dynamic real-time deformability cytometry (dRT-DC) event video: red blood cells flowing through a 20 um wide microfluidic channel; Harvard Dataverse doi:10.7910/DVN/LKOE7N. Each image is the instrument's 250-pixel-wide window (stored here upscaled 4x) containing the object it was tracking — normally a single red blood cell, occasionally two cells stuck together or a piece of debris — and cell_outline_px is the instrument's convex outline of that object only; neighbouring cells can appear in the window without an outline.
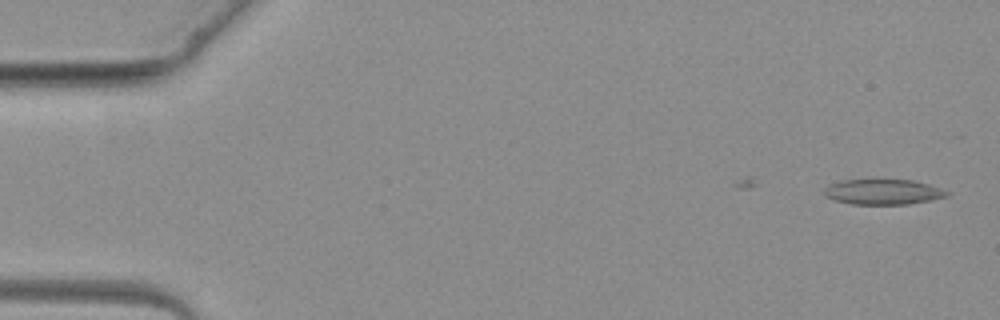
{"species": "common noctule bat (a hibernating species)", "species_latin": "Nyctalus noctula", "temperature_condition": "warm", "stored_images_in_passage": 2, "camera_frame_rate_fps": 3000, "um_per_image_px": 0.085, "animal": {"sex": "female", "body_mass_g": 19.3, "forearm_length_mm": 54.1}, "frame": {"image": 1, "passage_image": 2, "time_ms": 1.0, "image_size_px": [1000, 320], "cell_outline_px": [[952, 192], [948, 196], [932, 200], [908, 204], [852, 204], [836, 200], [828, 196], [824, 192], [824, 188], [828, 184], [840, 180], [912, 180], [928, 184]], "centroid_in_image_um": [75.1, 16.31], "position_along_channel_um": 9.9, "area_um2": 18.03}}